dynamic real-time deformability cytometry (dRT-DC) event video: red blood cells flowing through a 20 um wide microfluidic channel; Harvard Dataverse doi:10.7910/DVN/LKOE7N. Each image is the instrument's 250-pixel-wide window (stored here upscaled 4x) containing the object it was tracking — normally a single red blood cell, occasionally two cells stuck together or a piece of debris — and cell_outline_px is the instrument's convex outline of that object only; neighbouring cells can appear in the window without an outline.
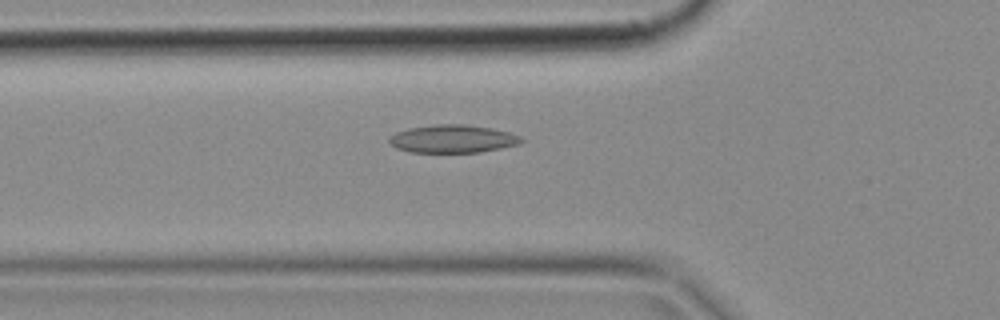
{"species": "common noctule bat (a hibernating species)", "species_latin": "Nyctalus noctula", "temperature_condition": "cold", "stored_images_in_passage": 50, "camera_frame_rate_fps": 3000, "um_per_image_px": 0.085, "animal": {"sex": "female", "body_mass_g": 18.4}, "frame": {"image": 1, "passage_image": 17, "time_ms": 5.333, "image_size_px": [1000, 320], "cell_outline_px": [[524, 140], [516, 144], [500, 148], [480, 152], [408, 152], [396, 148], [388, 140], [396, 132], [408, 128], [440, 124], [464, 124], [488, 128], [508, 132], [520, 136]], "centroid_in_image_um": [38.45, 11.8], "position_along_channel_um": 87.4, "area_um2": 21.15}}
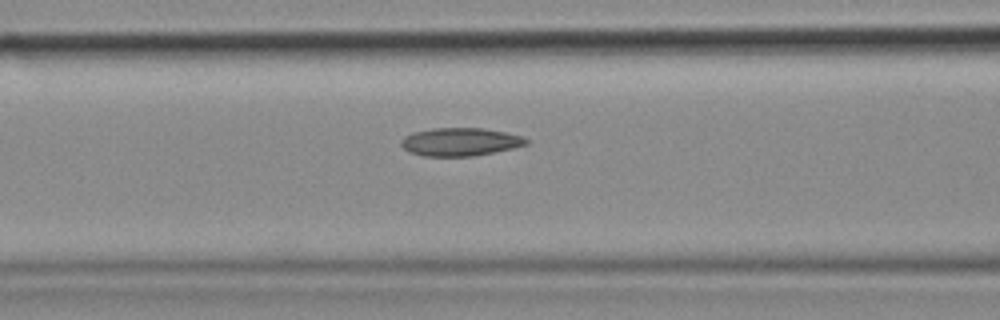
{"frame": {"image": 2, "passage_image": 20, "time_ms": 6.333, "image_size_px": [1000, 320], "cell_outline_px": [[528, 144], [512, 148], [476, 156], [424, 156], [408, 152], [400, 144], [400, 140], [404, 136], [412, 132], [432, 128], [484, 128], [524, 136], [528, 140]], "centroid_in_image_um": [39.09, 12.05], "position_along_channel_um": 127.5, "area_um2": 20.63}}
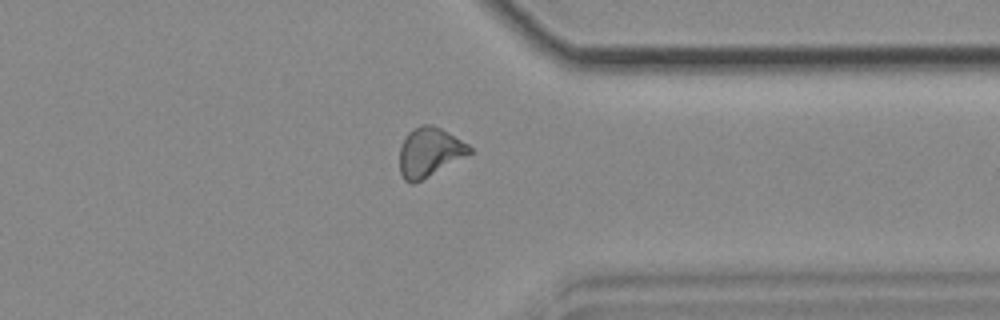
{"frame": {"image": 3, "passage_image": 39, "time_ms": 12.667, "image_size_px": [1000, 320], "cell_outline_px": [[472, 152], [420, 180], [412, 184], [404, 180], [400, 172], [400, 148], [408, 132], [420, 124], [432, 124], [440, 128], [468, 144], [472, 148]], "centroid_in_image_um": [36.48, 12.91], "position_along_channel_um": 374.9, "area_um2": 19.54}}